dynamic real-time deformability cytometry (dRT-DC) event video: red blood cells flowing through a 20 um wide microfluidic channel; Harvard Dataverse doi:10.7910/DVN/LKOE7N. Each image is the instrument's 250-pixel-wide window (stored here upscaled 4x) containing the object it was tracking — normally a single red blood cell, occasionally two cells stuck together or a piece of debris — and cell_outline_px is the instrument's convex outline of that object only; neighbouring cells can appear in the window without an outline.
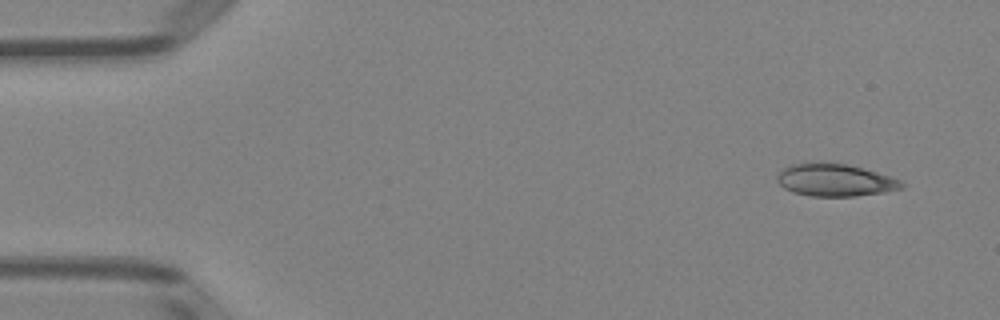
{"species": "Egyptian fruit bat (a non-hibernating species)", "species_latin": "Rousettus aegyptiacus", "temperature_condition": "room temperature", "stored_images_in_passage": 4, "camera_frame_rate_fps": 3000, "um_per_image_px": 0.085, "animal": {"sex": "female"}, "frame": {"image": 1, "passage_image": 1, "time_ms": 0.0, "image_size_px": [1000, 320], "cell_outline_px": [[908, 184], [904, 188], [884, 192], [856, 196], [808, 196], [792, 192], [784, 188], [776, 180], [776, 176], [784, 168], [792, 164], [808, 160], [820, 160], [844, 164], [876, 172], [900, 180]], "centroid_in_image_um": [70.94, 15.29], "position_along_channel_um": 14.1, "area_um2": 23.99}}
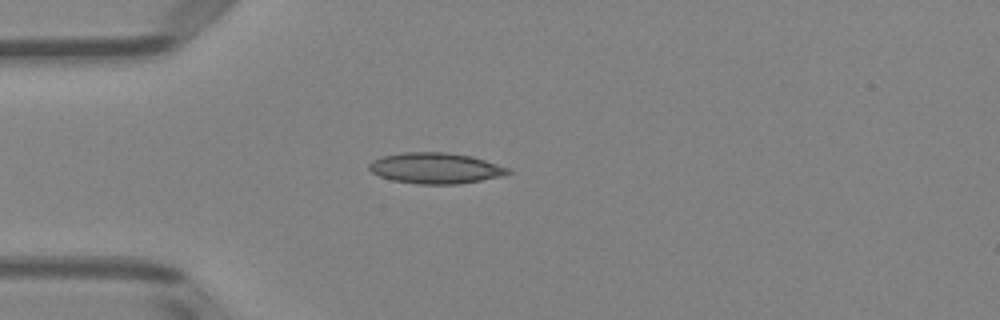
{"frame": {"image": 2, "passage_image": 4, "time_ms": 3.333, "image_size_px": [1000, 320], "cell_outline_px": [[512, 172], [504, 176], [460, 184], [416, 184], [392, 180], [380, 176], [372, 172], [368, 168], [368, 164], [372, 160], [384, 156], [404, 152], [444, 152], [472, 156], [512, 168]], "centroid_in_image_um": [37.07, 14.3], "position_along_channel_um": 47.9, "area_um2": 25.2}}